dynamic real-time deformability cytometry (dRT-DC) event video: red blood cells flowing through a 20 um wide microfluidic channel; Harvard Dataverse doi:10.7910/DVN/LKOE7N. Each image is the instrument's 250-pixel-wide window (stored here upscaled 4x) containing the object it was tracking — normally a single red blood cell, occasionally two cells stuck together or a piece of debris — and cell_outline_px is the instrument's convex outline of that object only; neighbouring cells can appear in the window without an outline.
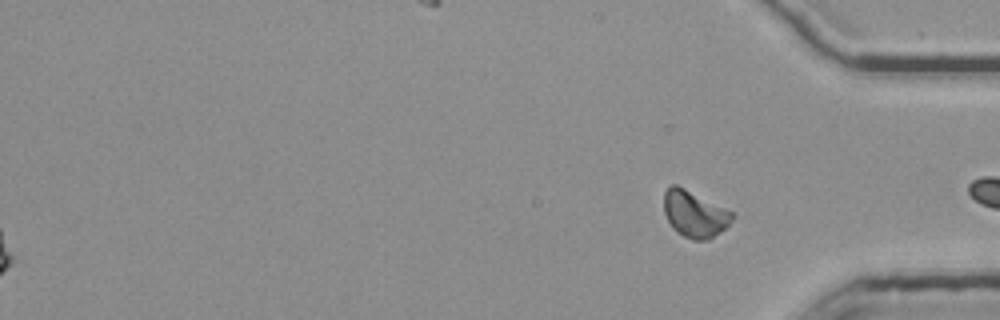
{"species": "common noctule bat (a hibernating species)", "species_latin": "Nyctalus noctula", "temperature_condition": "room temperature", "stored_images_in_passage": 55, "segment_of_instrument_passage": [2, 2], "camera_frame_rate_fps": 3000, "um_per_image_px": 0.085, "animal": {"sex": "female", "body_mass_g": 25.1}, "frame": {"image": 1, "passage_image": 55, "time_ms": 18.0, "image_size_px": [1000, 320], "cell_outline_px": [[736, 216], [720, 232], [708, 240], [692, 240], [676, 232], [672, 228], [664, 212], [664, 192], [672, 184], [676, 184], [732, 212]], "centroid_in_image_um": [59.02, 18.21], "position_along_channel_um": 376.2, "area_um2": 18.26}}